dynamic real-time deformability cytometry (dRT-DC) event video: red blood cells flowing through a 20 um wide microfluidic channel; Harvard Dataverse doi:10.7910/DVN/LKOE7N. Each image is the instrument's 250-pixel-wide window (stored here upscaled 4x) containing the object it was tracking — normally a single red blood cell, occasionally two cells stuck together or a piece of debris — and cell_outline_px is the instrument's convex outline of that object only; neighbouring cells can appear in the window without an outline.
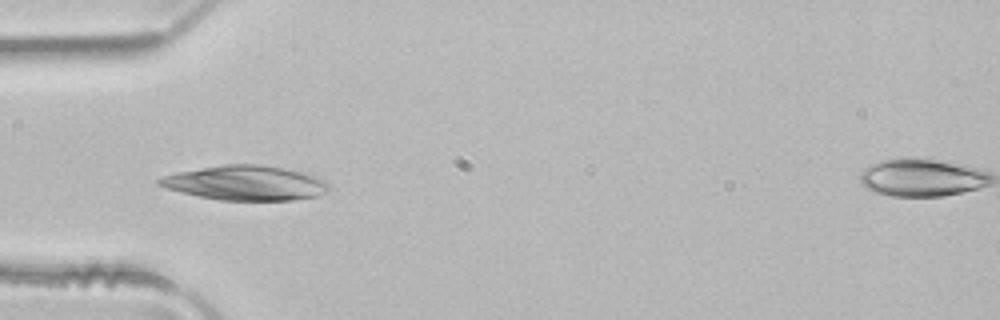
{"species": "common noctule bat (a hibernating species)", "species_latin": "Nyctalus noctula", "temperature_condition": "room temperature", "stored_images_in_passage": 3, "camera_frame_rate_fps": 3000, "um_per_image_px": 0.085, "animal": {"sex": "male", "body_mass_g": 21.5, "forearm_length_mm": 52.0}, "frame": {"image": 1, "passage_image": 2, "time_ms": 0.333, "image_size_px": [1000, 320], "cell_outline_px": [[328, 188], [324, 192], [316, 196], [292, 200], [220, 200], [200, 196], [168, 188], [156, 184], [156, 180], [164, 176], [180, 172], [224, 164], [260, 164], [308, 172], [324, 180], [328, 184]], "centroid_in_image_um": [20.91, 15.54], "position_along_channel_um": 64.1, "area_um2": 33.87}}
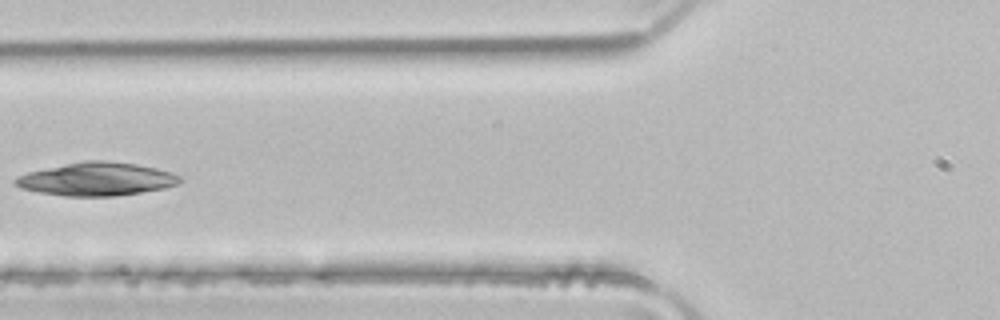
{"frame": {"image": 2, "passage_image": 3, "time_ms": 0.667, "image_size_px": [1000, 320], "cell_outline_px": [[180, 180], [176, 184], [164, 188], [116, 196], [64, 196], [40, 192], [20, 188], [12, 180], [16, 176], [28, 172], [84, 160], [104, 160], [136, 164], [156, 168], [172, 172], [180, 176]], "centroid_in_image_um": [8.19, 15.22], "position_along_channel_um": 117.6, "area_um2": 31.67}}